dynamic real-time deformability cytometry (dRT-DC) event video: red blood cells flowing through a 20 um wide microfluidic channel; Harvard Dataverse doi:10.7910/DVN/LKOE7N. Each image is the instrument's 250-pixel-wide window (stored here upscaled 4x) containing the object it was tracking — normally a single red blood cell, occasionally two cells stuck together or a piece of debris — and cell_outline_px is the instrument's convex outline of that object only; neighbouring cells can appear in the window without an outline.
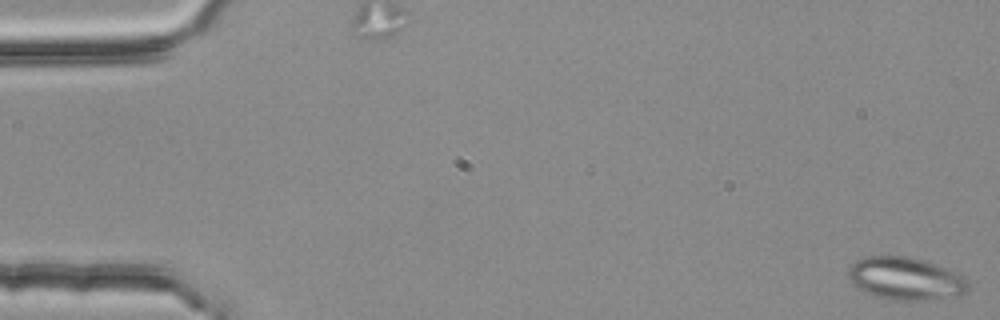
{"species": "common noctule bat (a hibernating species)", "species_latin": "Nyctalus noctula", "temperature_condition": "room temperature", "stored_images_in_passage": 4, "camera_frame_rate_fps": 3000, "um_per_image_px": 0.085, "animal": {"sex": "female", "body_mass_g": 25.1}, "frame": {"image": 1, "passage_image": 1, "time_ms": 0.0, "image_size_px": [1000, 320], "cell_outline_px": [[968, 288], [964, 292], [916, 300], [888, 300], [876, 296], [860, 288], [848, 276], [848, 268], [856, 260], [864, 256], [904, 256], [924, 260], [944, 268], [960, 276], [968, 284]], "centroid_in_image_um": [76.86, 23.64], "position_along_channel_um": 8.1, "area_um2": 28.55}}